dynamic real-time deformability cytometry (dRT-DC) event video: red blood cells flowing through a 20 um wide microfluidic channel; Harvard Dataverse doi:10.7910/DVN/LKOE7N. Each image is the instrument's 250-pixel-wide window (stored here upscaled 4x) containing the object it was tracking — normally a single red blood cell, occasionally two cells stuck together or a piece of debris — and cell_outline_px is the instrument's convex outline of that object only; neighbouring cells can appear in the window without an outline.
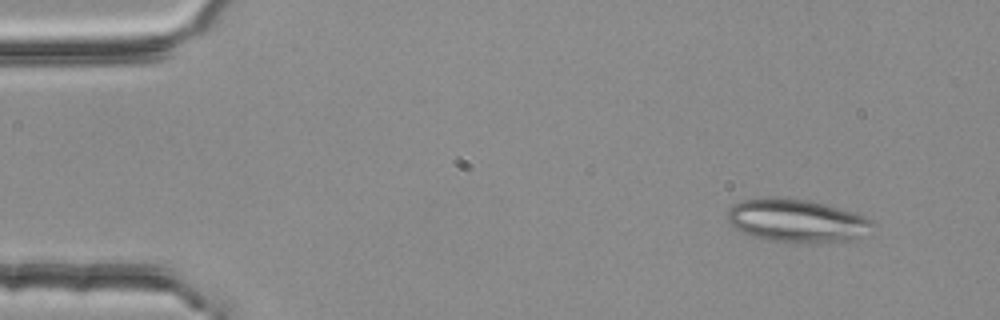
{"species": "common noctule bat (a hibernating species)", "species_latin": "Nyctalus noctula", "temperature_condition": "room temperature", "stored_images_in_passage": 52, "segment_of_instrument_passage": [1, 2], "camera_frame_rate_fps": 3000, "um_per_image_px": 0.085, "animal": {"sex": "female", "body_mass_g": 25.1}, "frame": {"image": 1, "passage_image": 4, "time_ms": 1.0, "image_size_px": [1000, 320], "cell_outline_px": [[876, 224], [868, 236], [856, 240], [828, 244], [816, 244], [768, 240], [744, 232], [736, 228], [724, 216], [728, 208], [732, 204], [744, 200], [808, 200], [856, 212], [872, 220]], "centroid_in_image_um": [67.88, 18.83], "position_along_channel_um": 17.1, "area_um2": 36.53}}